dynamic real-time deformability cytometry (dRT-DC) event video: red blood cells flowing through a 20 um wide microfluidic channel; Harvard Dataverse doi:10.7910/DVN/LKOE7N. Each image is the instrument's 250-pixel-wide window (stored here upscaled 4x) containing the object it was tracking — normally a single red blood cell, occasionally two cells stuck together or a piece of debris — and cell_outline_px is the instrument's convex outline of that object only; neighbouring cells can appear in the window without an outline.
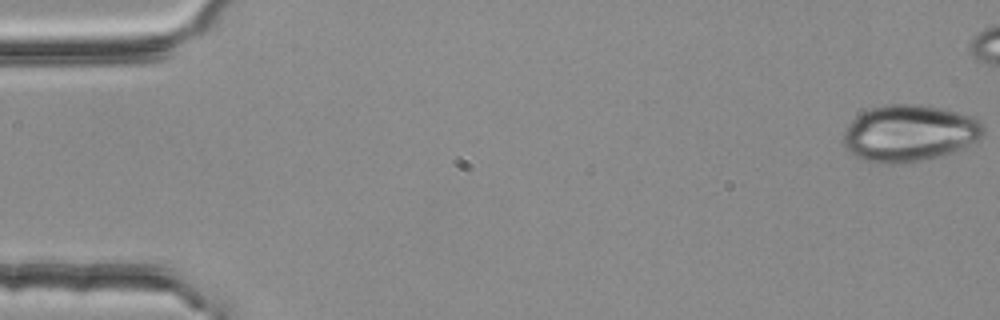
{"species": "common noctule bat (a hibernating species)", "species_latin": "Nyctalus noctula", "temperature_condition": "room temperature", "stored_images_in_passage": 47, "camera_frame_rate_fps": 3000, "um_per_image_px": 0.085, "animal": {"sex": "female", "body_mass_g": 25.1}, "frame": {"image": 1, "passage_image": 1, "time_ms": 0.0, "image_size_px": [1000, 320], "cell_outline_px": [[984, 136], [960, 148], [936, 156], [896, 164], [884, 164], [864, 160], [848, 152], [844, 148], [844, 132], [848, 124], [860, 112], [868, 108], [884, 104], [920, 104], [944, 108], [972, 116], [980, 120], [984, 124]], "centroid_in_image_um": [77.26, 11.29], "position_along_channel_um": 7.7, "area_um2": 46.24}}
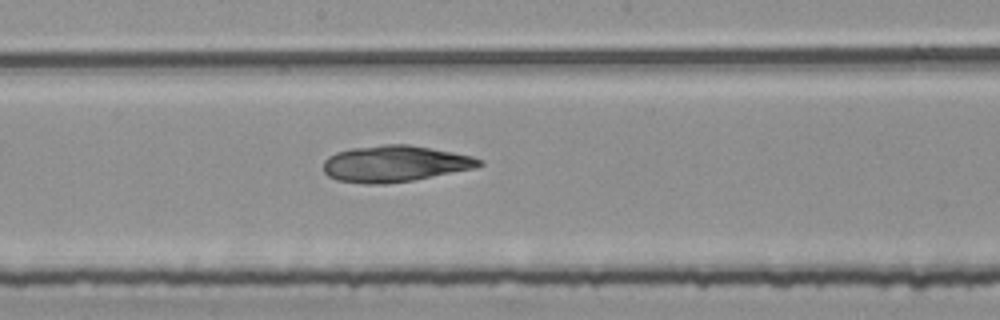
{"frame": {"image": 2, "passage_image": 29, "time_ms": 9.333, "image_size_px": [1000, 320], "cell_outline_px": [[484, 164], [472, 168], [412, 180], [384, 184], [364, 184], [336, 180], [328, 176], [324, 172], [324, 160], [328, 156], [336, 152], [352, 148], [380, 144], [408, 144], [452, 152], [472, 156], [484, 160]], "centroid_in_image_um": [33.52, 13.91], "position_along_channel_um": 214.7, "area_um2": 32.89}}
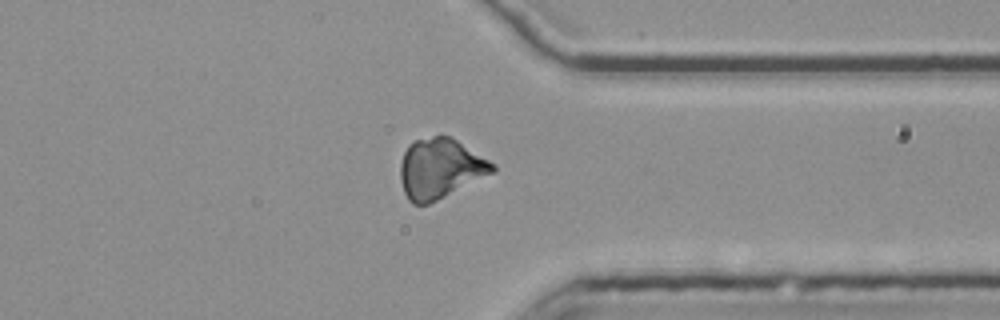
{"frame": {"image": 3, "passage_image": 42, "time_ms": 13.667, "image_size_px": [1000, 320], "cell_outline_px": [[496, 172], [428, 204], [412, 204], [408, 200], [404, 192], [400, 176], [400, 164], [404, 152], [408, 144], [412, 140], [440, 132], [452, 136], [496, 164]], "centroid_in_image_um": [37.42, 14.26], "position_along_channel_um": 374.0, "area_um2": 33.0}}